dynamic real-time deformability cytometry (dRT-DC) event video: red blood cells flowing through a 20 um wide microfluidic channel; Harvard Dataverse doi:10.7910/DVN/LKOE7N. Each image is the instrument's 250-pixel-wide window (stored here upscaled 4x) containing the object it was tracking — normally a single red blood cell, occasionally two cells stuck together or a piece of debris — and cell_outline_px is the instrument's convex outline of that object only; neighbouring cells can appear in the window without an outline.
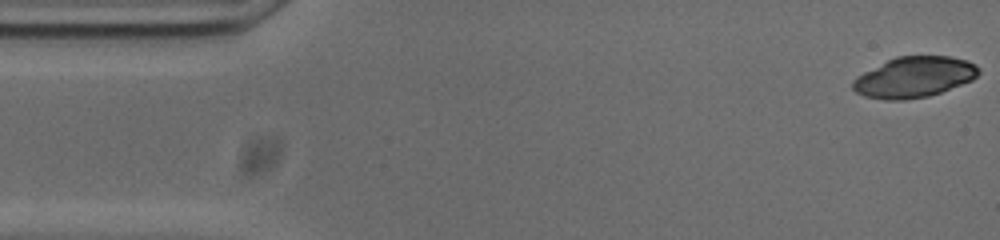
{"species": "common noctule bat (a hibernating species)", "species_latin": "Nyctalus noctula", "temperature_condition": "cold", "stored_images_in_passage": 53, "camera_frame_rate_fps": 3000, "um_per_image_px": 0.085, "animal": {"sex": "male", "body_mass_g": 20.0, "forearm_length_mm": 53.3}, "frame": {"image": 1, "passage_image": 1, "time_ms": 0.0, "image_size_px": [1000, 240], "cell_outline_px": [[980, 72], [972, 80], [940, 92], [928, 96], [904, 100], [884, 100], [864, 96], [856, 92], [852, 88], [852, 80], [856, 76], [896, 56], [952, 56], [968, 60], [976, 64], [980, 68]], "centroid_in_image_um": [77.7, 6.55], "position_along_channel_um": 7.3, "area_um2": 29.88}}